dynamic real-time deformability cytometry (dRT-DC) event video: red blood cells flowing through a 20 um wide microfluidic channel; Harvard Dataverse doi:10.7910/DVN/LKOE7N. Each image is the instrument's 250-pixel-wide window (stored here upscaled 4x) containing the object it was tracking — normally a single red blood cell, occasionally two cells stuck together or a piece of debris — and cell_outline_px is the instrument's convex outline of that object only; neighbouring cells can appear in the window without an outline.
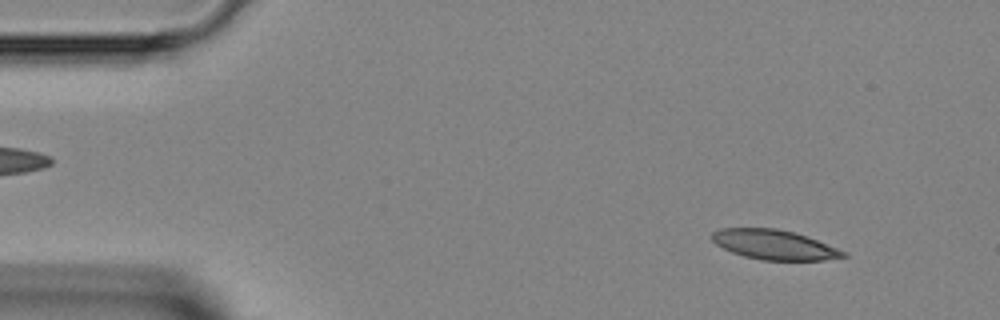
{"species": "Egyptian fruit bat (a non-hibernating species)", "species_latin": "Rousettus aegyptiacus", "temperature_condition": "room temperature", "stored_images_in_passage": 46, "segment_of_instrument_passage": [1, 2], "camera_frame_rate_fps": 3000, "um_per_image_px": 0.085, "animal": {"sex": "female"}, "frame": {"image": 1, "passage_image": 4, "time_ms": 1.0, "image_size_px": [1000, 320], "cell_outline_px": [[848, 256], [824, 260], [764, 260], [744, 256], [732, 252], [716, 244], [712, 240], [712, 232], [720, 228], [776, 228], [796, 232], [808, 236], [848, 252]], "centroid_in_image_um": [65.85, 20.79], "position_along_channel_um": 19.2, "area_um2": 22.83}}
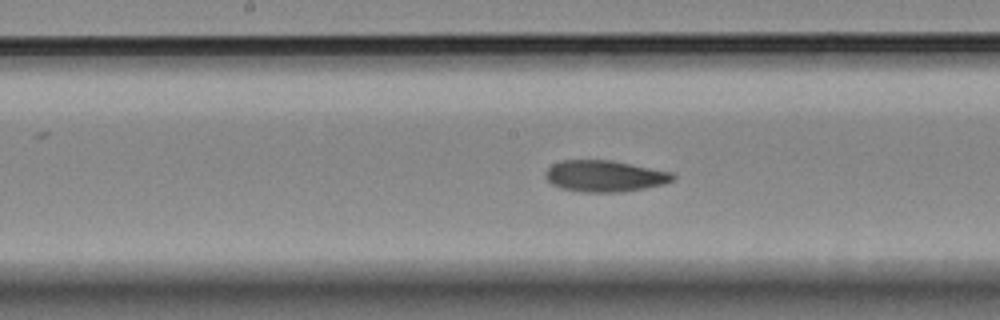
{"frame": {"image": 2, "passage_image": 22, "time_ms": 7.0, "image_size_px": [1000, 320], "cell_outline_px": [[676, 176], [672, 180], [664, 184], [644, 188], [620, 192], [580, 192], [560, 188], [552, 184], [544, 176], [544, 172], [552, 164], [560, 160], [612, 160], [672, 172]], "centroid_in_image_um": [51.37, 14.96], "position_along_channel_um": 196.8, "area_um2": 23.41}}
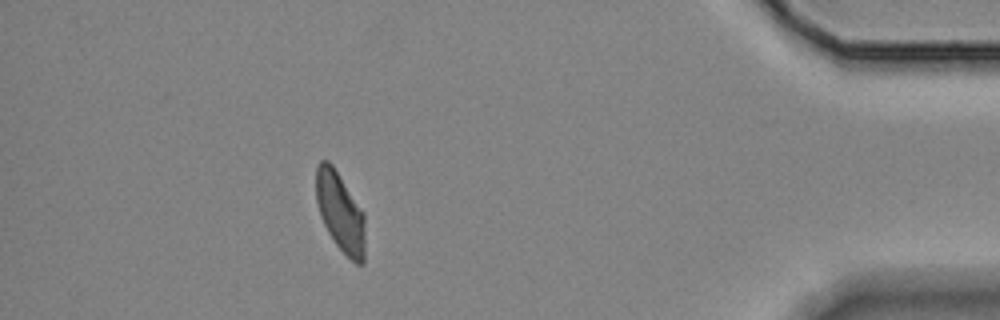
{"frame": {"image": 3, "passage_image": 40, "time_ms": 13.0, "image_size_px": [1000, 320], "cell_outline_px": [[364, 264], [356, 264], [336, 244], [328, 232], [320, 216], [316, 200], [316, 164], [320, 160], [328, 160], [332, 164], [364, 212]], "centroid_in_image_um": [28.91, 18.0], "position_along_channel_um": 406.3, "area_um2": 22.6}}